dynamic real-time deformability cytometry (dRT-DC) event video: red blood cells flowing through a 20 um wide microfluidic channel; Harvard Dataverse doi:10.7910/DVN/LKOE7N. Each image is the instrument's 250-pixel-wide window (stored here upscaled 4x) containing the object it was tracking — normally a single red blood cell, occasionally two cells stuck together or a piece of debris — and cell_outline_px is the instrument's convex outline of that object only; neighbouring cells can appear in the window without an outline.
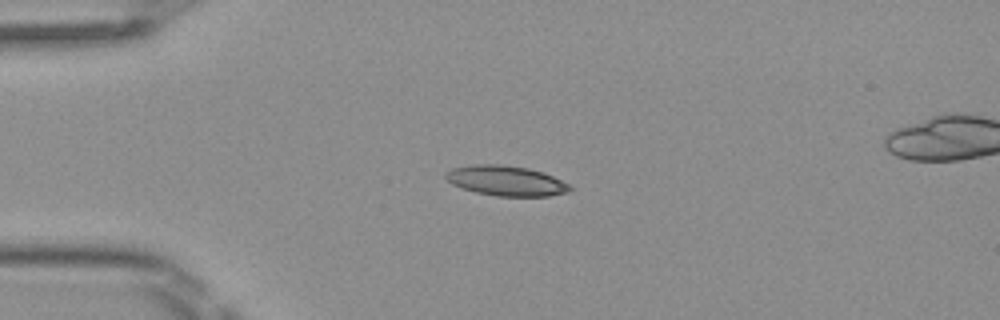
{"species": "Egyptian fruit bat (a non-hibernating species)", "species_latin": "Rousettus aegyptiacus", "temperature_condition": "room temperature", "stored_images_in_passage": 39, "camera_frame_rate_fps": 3000, "um_per_image_px": 0.085, "frame": {"image": 1, "passage_image": 1, "time_ms": 0.0, "image_size_px": [1000, 320], "cell_outline_px": [[572, 188], [568, 192], [548, 196], [496, 196], [476, 192], [452, 184], [444, 176], [444, 172], [452, 168], [476, 164], [500, 164], [528, 168], [544, 172], [568, 184]], "centroid_in_image_um": [43.0, 15.36], "position_along_channel_um": 42.0, "area_um2": 21.68}}
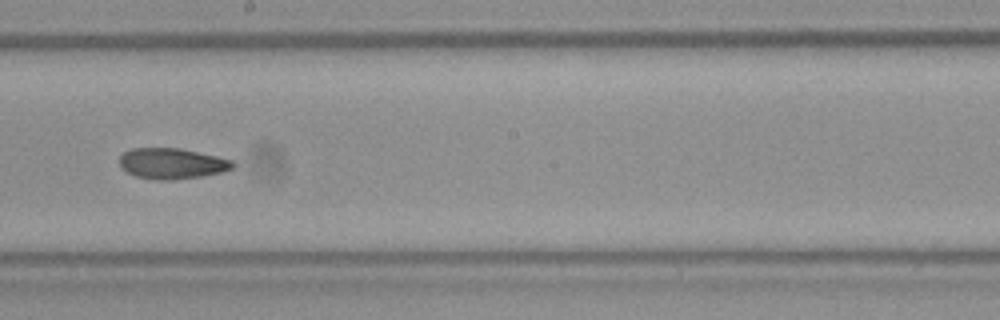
{"frame": {"image": 2, "passage_image": 17, "time_ms": 5.333, "image_size_px": [1000, 320], "cell_outline_px": [[236, 164], [232, 168], [224, 172], [200, 176], [172, 180], [156, 180], [136, 176], [128, 172], [120, 164], [120, 156], [124, 152], [132, 148], [180, 148], [216, 156], [232, 160]], "centroid_in_image_um": [14.64, 13.89], "position_along_channel_um": 233.6, "area_um2": 20.17}}
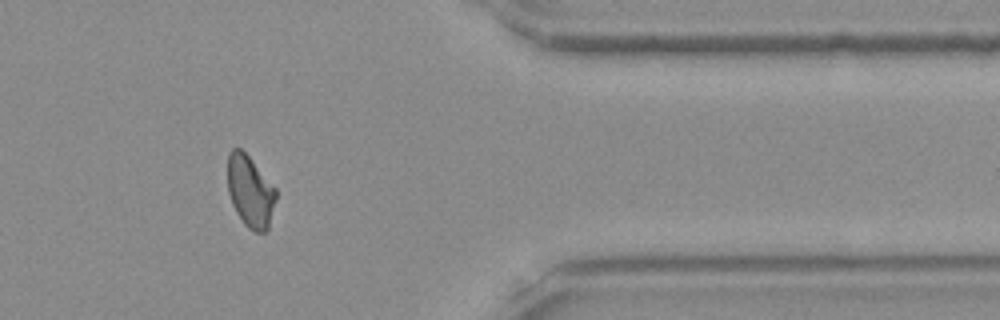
{"frame": {"image": 3, "passage_image": 30, "time_ms": 9.667, "image_size_px": [1000, 320], "cell_outline_px": [[276, 200], [268, 228], [264, 232], [256, 232], [248, 228], [244, 224], [236, 212], [232, 204], [228, 192], [228, 152], [232, 148], [240, 148], [248, 156], [276, 188]], "centroid_in_image_um": [21.26, 16.27], "position_along_channel_um": 390.1, "area_um2": 20.11}}